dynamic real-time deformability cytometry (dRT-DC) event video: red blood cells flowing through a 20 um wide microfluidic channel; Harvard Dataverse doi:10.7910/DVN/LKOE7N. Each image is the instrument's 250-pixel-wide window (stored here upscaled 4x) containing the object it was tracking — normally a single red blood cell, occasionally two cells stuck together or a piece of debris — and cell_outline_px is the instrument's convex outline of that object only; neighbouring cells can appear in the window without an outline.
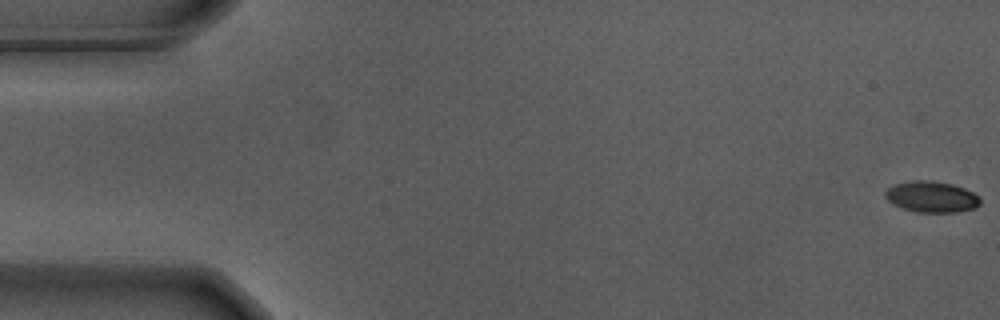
{"species": "Egyptian fruit bat (a non-hibernating species)", "species_latin": "Rousettus aegyptiacus", "temperature_condition": "warm", "stored_images_in_passage": 3, "camera_frame_rate_fps": 3000, "um_per_image_px": 0.085, "animal": {"sex": "male"}, "frame": {"image": 1, "passage_image": 1, "time_ms": 0.0, "image_size_px": [1000, 320], "cell_outline_px": [[980, 204], [976, 208], [956, 212], [916, 212], [904, 208], [888, 200], [884, 196], [884, 192], [888, 188], [896, 184], [912, 180], [932, 180], [952, 184], [964, 188], [972, 192], [980, 200]], "centroid_in_image_um": [79.19, 16.72], "position_along_channel_um": 5.8, "area_um2": 17.05}}